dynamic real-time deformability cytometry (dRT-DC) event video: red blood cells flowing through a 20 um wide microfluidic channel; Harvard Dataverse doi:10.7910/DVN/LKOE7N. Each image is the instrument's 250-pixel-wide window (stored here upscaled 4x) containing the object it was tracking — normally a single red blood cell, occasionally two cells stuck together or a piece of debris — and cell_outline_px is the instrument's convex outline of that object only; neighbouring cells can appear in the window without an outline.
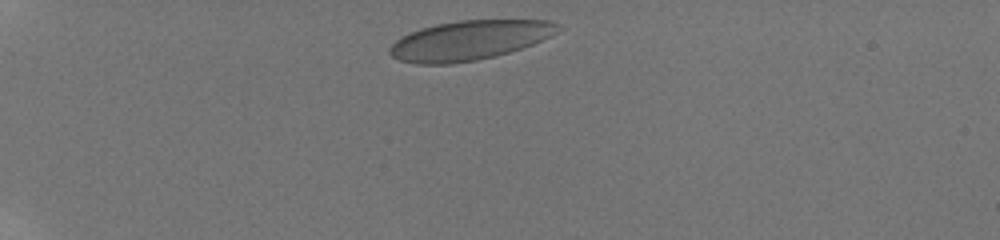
{"species": "human", "species_latin": "Homo sapiens", "temperature_condition": "room temperature", "stored_images_in_passage": 40, "camera_frame_rate_fps": 3000, "um_per_image_px": 0.085, "donor": {"sex": "male"}, "frame": {"image": 1, "passage_image": 2, "time_ms": 0.333, "image_size_px": [1000, 240], "cell_outline_px": [[564, 28], [560, 32], [532, 44], [508, 52], [476, 60], [452, 64], [416, 64], [400, 60], [392, 56], [388, 52], [388, 48], [396, 40], [408, 32], [420, 28], [436, 24], [460, 20], [548, 20], [560, 24]], "centroid_in_image_um": [39.9, 3.42], "position_along_channel_um": 45.1, "area_um2": 38.84}}
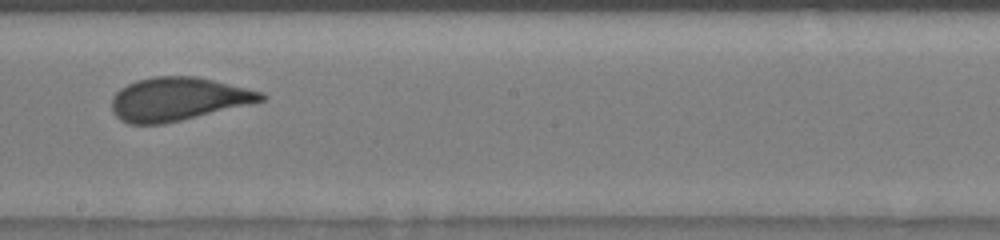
{"frame": {"image": 2, "passage_image": 21, "time_ms": 6.667, "image_size_px": [1000, 240], "cell_outline_px": [[268, 96], [264, 100], [248, 104], [164, 124], [128, 124], [120, 120], [112, 112], [112, 96], [120, 88], [136, 80], [152, 76], [196, 76], [260, 92]], "centroid_in_image_um": [15.05, 8.42], "position_along_channel_um": 233.2, "area_um2": 37.34}}
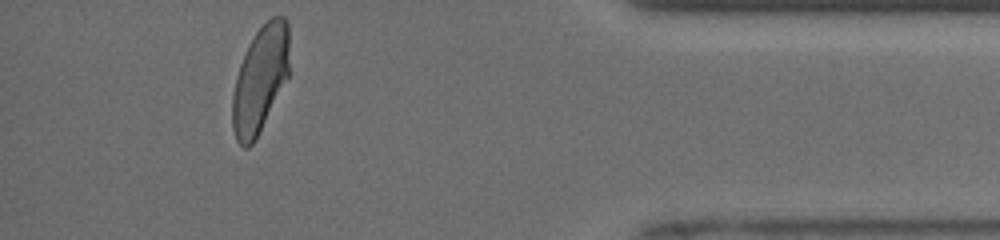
{"frame": {"image": 3, "passage_image": 37, "time_ms": 12.0, "image_size_px": [1000, 240], "cell_outline_px": [[288, 76], [256, 140], [248, 148], [244, 148], [236, 140], [232, 128], [232, 96], [236, 76], [240, 64], [256, 32], [272, 16], [284, 16], [288, 20]], "centroid_in_image_um": [22.1, 6.79], "position_along_channel_um": 413.1, "area_um2": 35.03}, "authors_computed_cell_mechanics": {"area_um2": 37.3388, "velocity_mm_per_s": 3.961, "shape_relaxation_time_tau1_ms": 8.962, "shape_relaxation_time_tau2_ms": null, "deformation_change_tau1": 0.2053, "deformation_change_tau2": null}}